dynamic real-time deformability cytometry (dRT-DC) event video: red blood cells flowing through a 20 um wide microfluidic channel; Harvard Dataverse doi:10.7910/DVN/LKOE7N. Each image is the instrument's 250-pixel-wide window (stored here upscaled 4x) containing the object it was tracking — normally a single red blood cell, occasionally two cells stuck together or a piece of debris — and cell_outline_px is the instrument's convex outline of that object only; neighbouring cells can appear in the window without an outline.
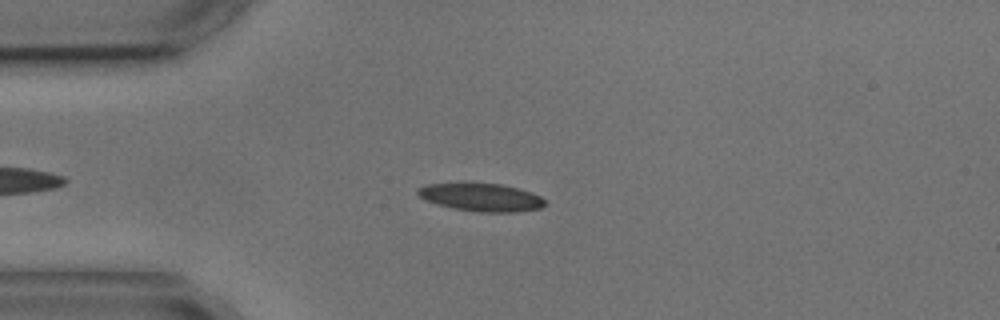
{"species": "common noctule bat (a hibernating species)", "species_latin": "Nyctalus noctula", "temperature_condition": "cold", "stored_images_in_passage": 6, "camera_frame_rate_fps": 3000, "um_per_image_px": 0.085, "animal": {"sex": "male", "body_mass_g": 17.9, "forearm_length_mm": 54.2}, "frame": {"image": 1, "passage_image": 4, "time_ms": 3.667, "image_size_px": [1000, 320], "cell_outline_px": [[548, 204], [540, 208], [516, 212], [480, 212], [452, 208], [436, 204], [424, 200], [416, 192], [416, 188], [424, 184], [460, 180], [464, 180], [500, 184], [532, 192], [540, 196]], "centroid_in_image_um": [40.81, 16.72], "position_along_channel_um": 44.2, "area_um2": 21.73}}
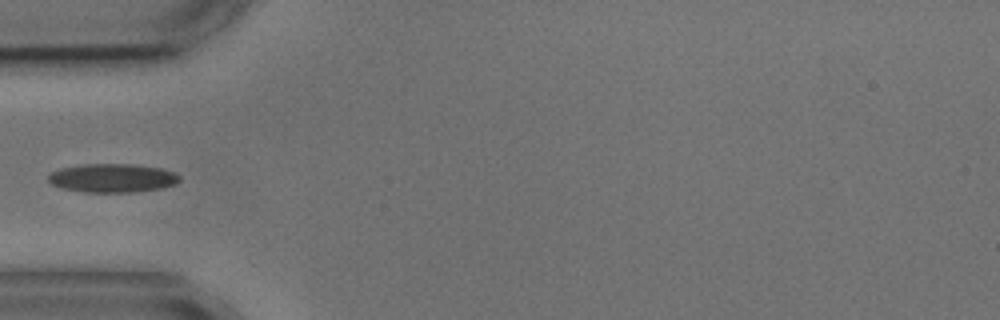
{"frame": {"image": 2, "passage_image": 5, "time_ms": 5.0, "image_size_px": [1000, 320], "cell_outline_px": [[180, 180], [176, 184], [160, 188], [132, 192], [84, 192], [64, 188], [52, 184], [48, 180], [48, 176], [52, 172], [60, 168], [84, 164], [132, 164], [160, 168], [176, 172], [180, 176]], "centroid_in_image_um": [9.58, 15.13], "position_along_channel_um": 75.4, "area_um2": 21.85}}